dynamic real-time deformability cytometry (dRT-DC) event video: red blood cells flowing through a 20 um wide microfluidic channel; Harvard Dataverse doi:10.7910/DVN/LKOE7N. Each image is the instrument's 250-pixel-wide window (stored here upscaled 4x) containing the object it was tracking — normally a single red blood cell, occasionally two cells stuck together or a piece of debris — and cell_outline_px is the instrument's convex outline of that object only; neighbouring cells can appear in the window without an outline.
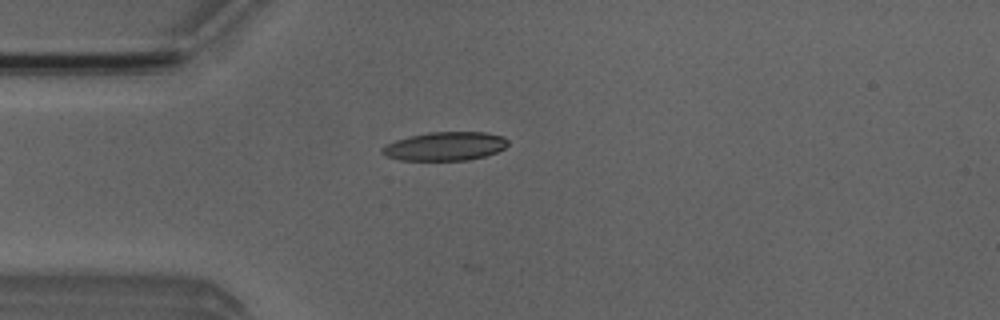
{"species": "Egyptian fruit bat (a non-hibernating species)", "species_latin": "Rousettus aegyptiacus", "temperature_condition": "room temperature", "stored_images_in_passage": 3, "camera_frame_rate_fps": 3000, "um_per_image_px": 0.085, "animal": {"sex": "male"}, "frame": {"image": 1, "passage_image": 3, "time_ms": 2.333, "image_size_px": [1000, 320], "cell_outline_px": [[508, 144], [504, 148], [496, 152], [484, 156], [468, 160], [400, 160], [388, 156], [380, 152], [380, 148], [396, 140], [428, 132], [484, 132], [504, 136], [508, 140]], "centroid_in_image_um": [37.85, 12.43], "position_along_channel_um": 47.1, "area_um2": 20.87}}